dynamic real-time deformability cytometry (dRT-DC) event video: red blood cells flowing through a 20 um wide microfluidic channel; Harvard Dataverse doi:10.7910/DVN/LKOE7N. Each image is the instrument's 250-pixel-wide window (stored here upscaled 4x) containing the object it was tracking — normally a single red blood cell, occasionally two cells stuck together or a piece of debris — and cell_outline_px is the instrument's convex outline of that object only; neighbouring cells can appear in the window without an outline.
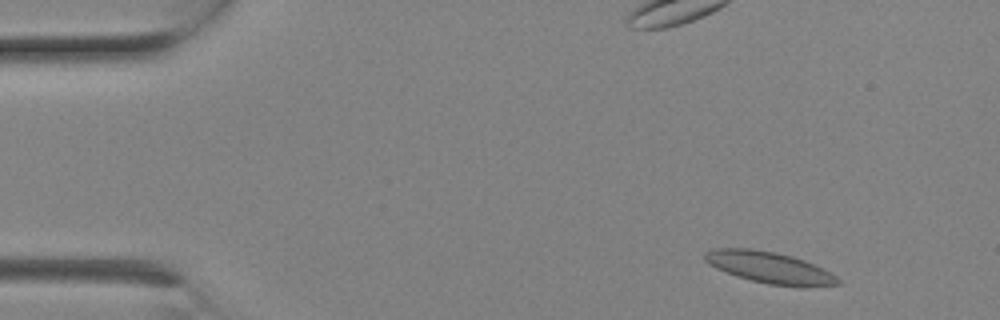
{"species": "Egyptian fruit bat (a non-hibernating species)", "species_latin": "Rousettus aegyptiacus", "temperature_condition": "room temperature", "stored_images_in_passage": 6, "camera_frame_rate_fps": 3000, "um_per_image_px": 0.085, "animal": {"sex": "female"}, "frame": {"image": 1, "passage_image": 1, "time_ms": 0.0, "image_size_px": [1000, 320], "cell_outline_px": [[840, 284], [768, 284], [736, 276], [716, 268], [708, 264], [704, 260], [704, 252], [716, 248], [752, 248], [776, 252], [792, 256], [804, 260], [836, 276], [840, 280]], "centroid_in_image_um": [65.26, 22.68], "position_along_channel_um": 19.7, "area_um2": 23.47}}